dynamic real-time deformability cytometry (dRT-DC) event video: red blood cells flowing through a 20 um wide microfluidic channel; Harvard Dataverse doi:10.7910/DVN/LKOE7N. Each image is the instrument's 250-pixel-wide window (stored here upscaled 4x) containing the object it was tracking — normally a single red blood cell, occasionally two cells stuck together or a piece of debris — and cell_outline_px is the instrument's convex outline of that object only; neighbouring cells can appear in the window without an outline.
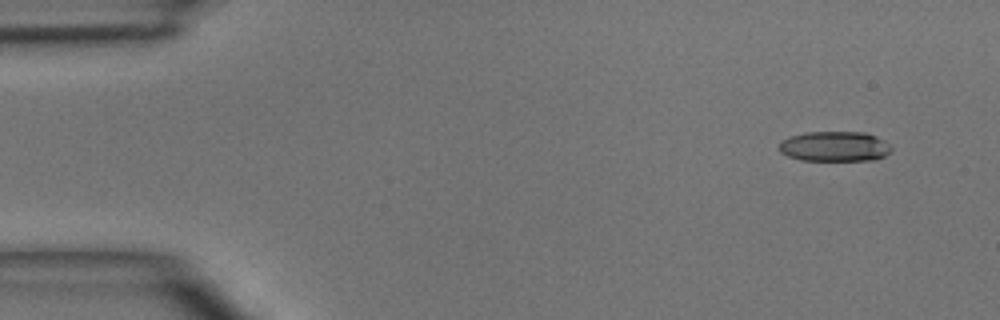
{"species": "common noctule bat (a hibernating species)", "species_latin": "Nyctalus noctula", "temperature_condition": "room temperature", "stored_images_in_passage": 5, "camera_frame_rate_fps": 3000, "um_per_image_px": 0.085, "animal": {"sex": "male", "body_mass_g": 15.6}, "frame": {"image": 1, "passage_image": 1, "time_ms": 0.0, "image_size_px": [1000, 320], "cell_outline_px": [[892, 148], [884, 156], [872, 160], [800, 160], [788, 156], [780, 152], [780, 140], [788, 136], [808, 132], [864, 132], [876, 136], [892, 144]], "centroid_in_image_um": [70.94, 12.44], "position_along_channel_um": 14.1, "area_um2": 19.77}}